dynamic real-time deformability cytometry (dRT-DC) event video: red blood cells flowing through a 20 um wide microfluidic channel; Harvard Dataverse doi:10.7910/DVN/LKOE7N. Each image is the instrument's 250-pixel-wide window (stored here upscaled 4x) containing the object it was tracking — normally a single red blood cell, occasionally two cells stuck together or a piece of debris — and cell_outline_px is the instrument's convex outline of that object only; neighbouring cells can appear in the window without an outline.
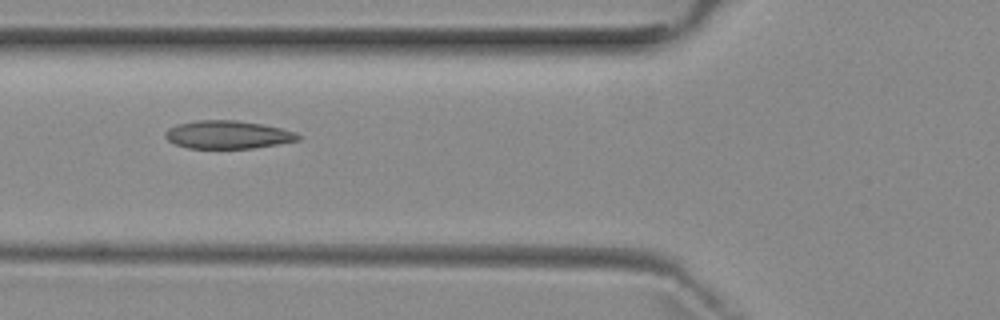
{"species": "common noctule bat (a hibernating species)", "species_latin": "Nyctalus noctula", "temperature_condition": "room temperature", "stored_images_in_passage": 6, "camera_frame_rate_fps": 3000, "um_per_image_px": 0.085, "animal": {"sex": "female", "body_mass_g": 29.2, "forearm_length_mm": 56.3}, "frame": {"image": 1, "passage_image": 3, "time_ms": 2.333, "image_size_px": [1000, 320], "cell_outline_px": [[300, 140], [252, 148], [188, 148], [176, 144], [168, 140], [164, 136], [164, 132], [168, 128], [176, 124], [196, 120], [236, 120], [260, 124], [280, 128], [296, 132], [300, 136]], "centroid_in_image_um": [19.32, 11.44], "position_along_channel_um": 106.5, "area_um2": 21.62}}
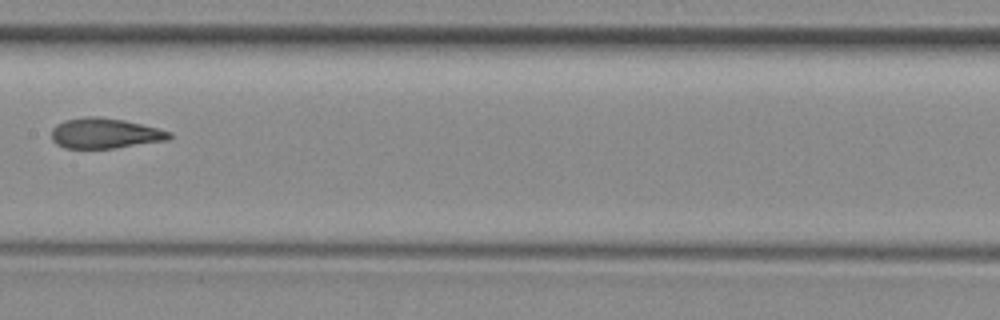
{"frame": {"image": 2, "passage_image": 5, "time_ms": 4.667, "image_size_px": [1000, 320], "cell_outline_px": [[172, 136], [168, 140], [116, 148], [64, 148], [56, 144], [52, 140], [52, 128], [56, 124], [64, 120], [84, 116], [100, 116], [124, 120], [172, 132]], "centroid_in_image_um": [8.89, 11.33], "position_along_channel_um": 198.5, "area_um2": 20.92}}
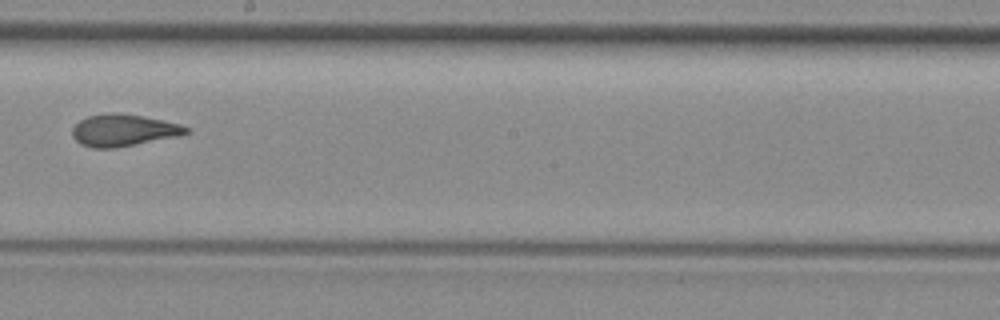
{"frame": {"image": 3, "passage_image": 6, "time_ms": 5.667, "image_size_px": [1000, 320], "cell_outline_px": [[192, 128], [188, 132], [180, 136], [116, 148], [92, 148], [80, 144], [72, 136], [72, 128], [80, 120], [88, 116], [108, 112], [116, 112], [144, 116], [180, 124]], "centroid_in_image_um": [10.5, 11.07], "position_along_channel_um": 237.7, "area_um2": 21.44}}